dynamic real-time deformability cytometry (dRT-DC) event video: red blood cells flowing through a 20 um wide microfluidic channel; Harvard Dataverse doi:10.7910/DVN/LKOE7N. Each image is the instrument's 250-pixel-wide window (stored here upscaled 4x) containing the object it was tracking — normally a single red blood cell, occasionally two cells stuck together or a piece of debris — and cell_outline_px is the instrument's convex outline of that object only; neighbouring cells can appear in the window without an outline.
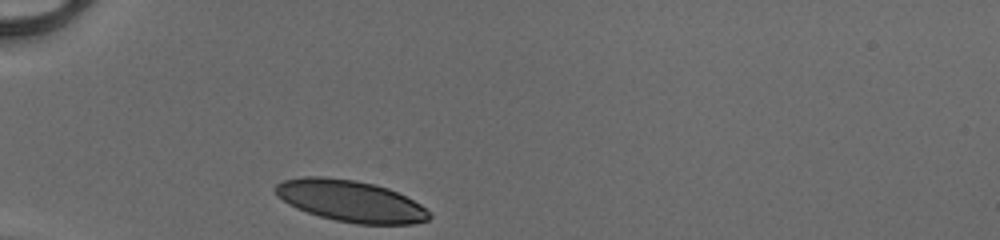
{"species": "human", "species_latin": "Homo sapiens", "temperature_condition": "cold", "stored_images_in_passage": 28, "camera_frame_rate_fps": 3000, "um_per_image_px": 0.085, "donor": {"sex": "male"}, "frame": {"image": 1, "passage_image": 1, "time_ms": 0.0, "image_size_px": [1000, 240], "cell_outline_px": [[432, 216], [428, 220], [412, 224], [356, 224], [336, 220], [320, 216], [296, 208], [288, 204], [276, 192], [276, 184], [284, 180], [304, 176], [320, 176], [352, 180], [376, 184], [388, 188], [420, 204]], "centroid_in_image_um": [29.81, 17.09], "position_along_channel_um": 55.2, "area_um2": 36.76}}
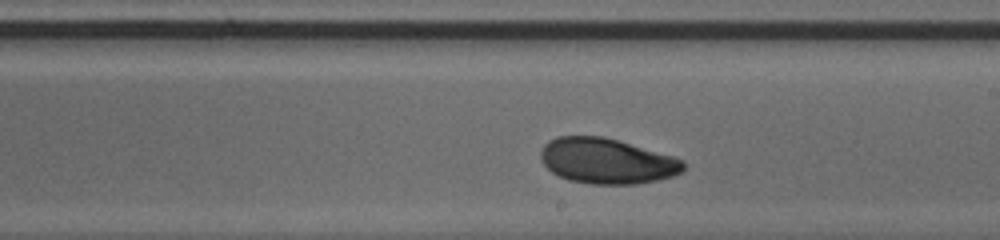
{"frame": {"image": 2, "passage_image": 16, "time_ms": 5.0, "image_size_px": [1000, 240], "cell_outline_px": [[684, 168], [680, 172], [672, 176], [656, 180], [636, 184], [588, 184], [568, 180], [552, 172], [540, 160], [540, 152], [544, 144], [548, 140], [556, 136], [604, 136], [672, 156], [684, 160]], "centroid_in_image_um": [51.53, 13.68], "position_along_channel_um": 237.5, "area_um2": 37.74}}
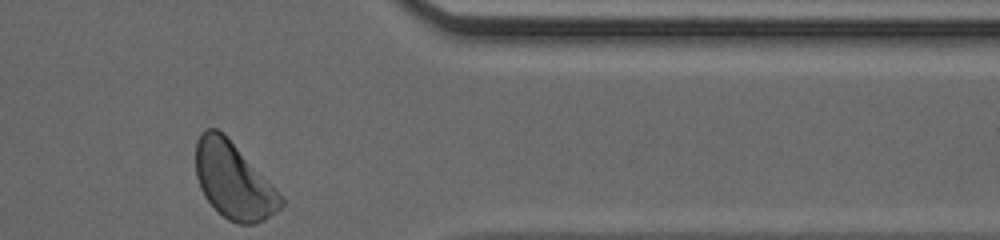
{"frame": {"image": 3, "passage_image": 28, "time_ms": 9.0, "image_size_px": [1000, 240], "cell_outline_px": [[284, 204], [276, 212], [264, 220], [256, 224], [236, 224], [228, 220], [204, 196], [200, 188], [196, 176], [196, 140], [200, 132], [204, 128], [216, 128], [224, 132], [272, 184], [284, 200]], "centroid_in_image_um": [19.83, 15.33], "position_along_channel_um": 391.6, "area_um2": 37.92}, "authors_computed_cell_mechanics": {"area_um2": 37.8301, "velocity_mm_per_s": 4.0908, "shape_relaxation_time_tau1_ms": 2.8611, "shape_relaxation_time_tau2_ms": 5.4889, "deformation_change_tau1": 0.1376, "deformation_change_tau2": 0.1119}}